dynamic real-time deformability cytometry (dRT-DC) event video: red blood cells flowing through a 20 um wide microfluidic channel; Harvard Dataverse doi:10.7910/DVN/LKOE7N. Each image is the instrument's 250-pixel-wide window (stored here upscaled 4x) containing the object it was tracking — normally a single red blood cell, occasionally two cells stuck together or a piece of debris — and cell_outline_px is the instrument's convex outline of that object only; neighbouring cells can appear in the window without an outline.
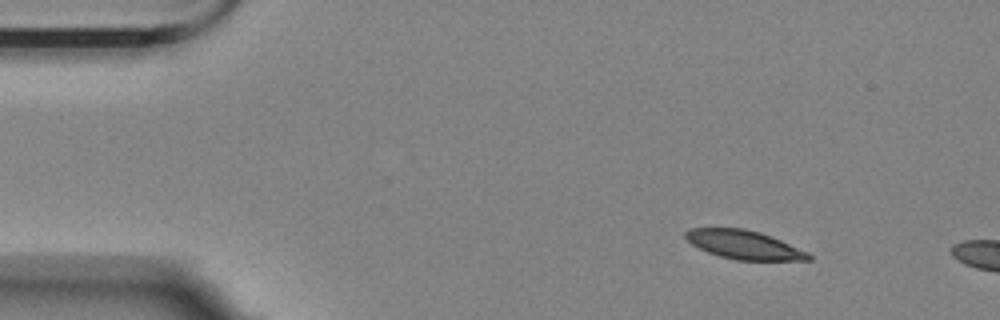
{"species": "Egyptian fruit bat (a non-hibernating species)", "species_latin": "Rousettus aegyptiacus", "temperature_condition": "room temperature", "stored_images_in_passage": 2, "camera_frame_rate_fps": 3000, "um_per_image_px": 0.085, "animal": {"sex": "female"}, "frame": {"image": 1, "passage_image": 1, "time_ms": 0.0, "image_size_px": [1000, 320], "cell_outline_px": [[812, 260], [736, 260], [720, 256], [708, 252], [692, 244], [684, 236], [684, 232], [688, 228], [744, 228], [760, 232], [772, 236], [808, 252], [812, 256]], "centroid_in_image_um": [63.25, 20.79], "position_along_channel_um": 21.8, "area_um2": 20.58}}